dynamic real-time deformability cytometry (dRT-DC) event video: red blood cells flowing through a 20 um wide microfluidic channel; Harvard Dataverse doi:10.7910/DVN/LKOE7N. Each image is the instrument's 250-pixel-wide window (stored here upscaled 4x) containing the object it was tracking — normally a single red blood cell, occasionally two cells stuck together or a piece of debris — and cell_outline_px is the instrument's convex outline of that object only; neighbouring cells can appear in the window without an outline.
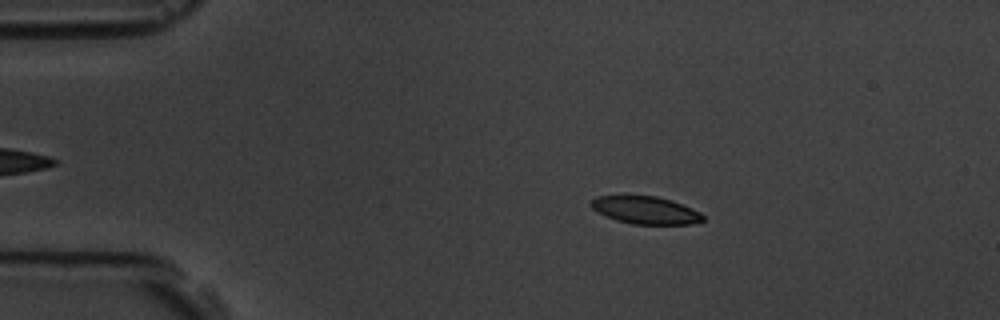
{"species": "common noctule bat (a hibernating species)", "species_latin": "Nyctalus noctula", "temperature_condition": "room temperature", "stored_images_in_passage": 5, "camera_frame_rate_fps": 3000, "um_per_image_px": 0.085, "animal": {"sex": "male", "body_mass_g": 19.5, "forearm_length_mm": 54.6}, "frame": {"image": 1, "passage_image": 2, "time_ms": 2.0, "image_size_px": [1000, 320], "cell_outline_px": [[704, 220], [692, 224], [632, 224], [616, 220], [592, 208], [588, 204], [596, 196], [656, 196], [672, 200], [692, 208], [700, 212], [704, 216]], "centroid_in_image_um": [54.9, 17.86], "position_along_channel_um": 30.1, "area_um2": 17.86}}
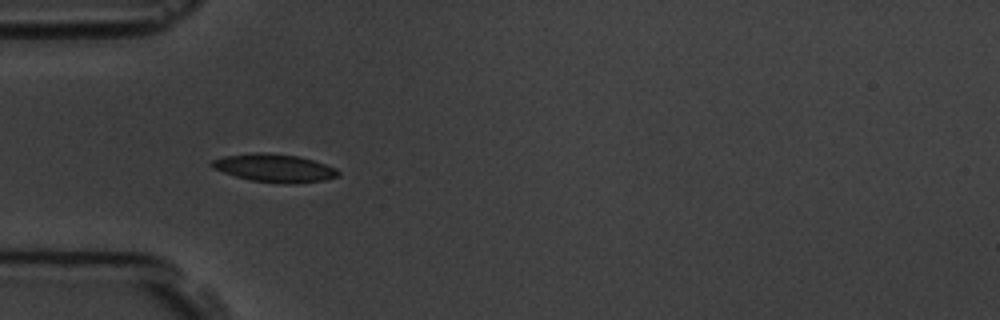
{"frame": {"image": 2, "passage_image": 4, "time_ms": 4.333, "image_size_px": [1000, 320], "cell_outline_px": [[340, 172], [336, 176], [324, 180], [292, 184], [284, 184], [252, 180], [236, 176], [212, 168], [208, 164], [212, 160], [224, 156], [260, 152], [300, 156], [336, 168]], "centroid_in_image_um": [23.31, 14.28], "position_along_channel_um": 61.7, "area_um2": 20.46}}
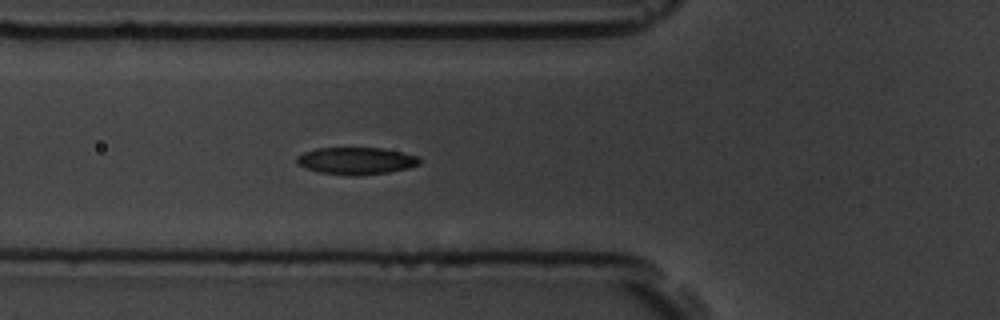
{"frame": {"image": 3, "passage_image": 5, "time_ms": 5.333, "image_size_px": [1000, 320], "cell_outline_px": [[420, 164], [408, 168], [388, 172], [356, 176], [320, 172], [304, 168], [296, 164], [296, 156], [304, 152], [316, 148], [380, 148], [400, 152], [416, 156], [420, 160]], "centroid_in_image_um": [30.22, 13.67], "position_along_channel_um": 95.6, "area_um2": 19.31}}